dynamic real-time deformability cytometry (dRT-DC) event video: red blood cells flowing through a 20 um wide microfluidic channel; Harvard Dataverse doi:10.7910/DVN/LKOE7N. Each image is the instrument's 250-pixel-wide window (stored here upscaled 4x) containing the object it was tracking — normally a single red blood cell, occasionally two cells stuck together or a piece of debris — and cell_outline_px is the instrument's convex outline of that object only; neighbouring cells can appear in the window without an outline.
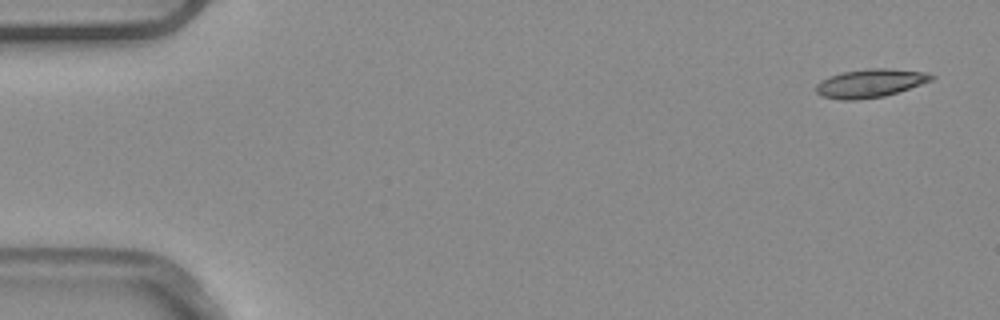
{"species": "common noctule bat (a hibernating species)", "species_latin": "Nyctalus noctula", "temperature_condition": "warm", "stored_images_in_passage": 4, "camera_frame_rate_fps": 3000, "um_per_image_px": 0.085, "animal": {"sex": "male", "body_mass_g": 20.4}, "frame": {"image": 1, "passage_image": 1, "time_ms": 0.0, "image_size_px": [1000, 320], "cell_outline_px": [[936, 76], [932, 80], [884, 96], [856, 100], [840, 100], [820, 96], [816, 92], [816, 84], [820, 80], [844, 72], [868, 68], [884, 68], [928, 72]], "centroid_in_image_um": [73.94, 7.07], "position_along_channel_um": 11.1, "area_um2": 18.96}}
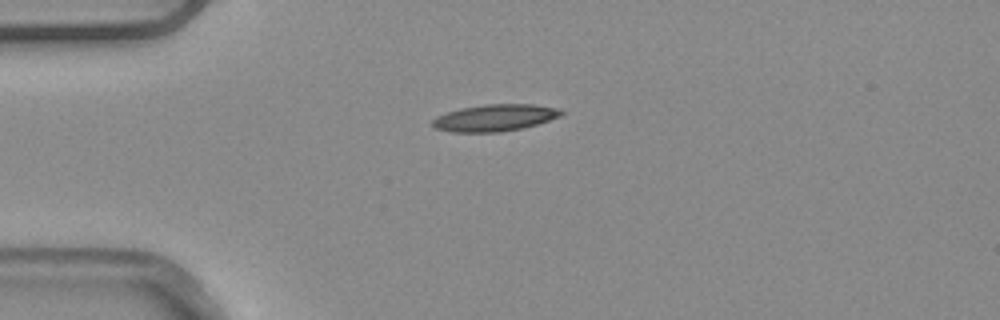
{"frame": {"image": 2, "passage_image": 4, "time_ms": 1.0, "image_size_px": [1000, 320], "cell_outline_px": [[564, 112], [560, 116], [536, 124], [520, 128], [500, 132], [452, 132], [436, 128], [432, 124], [432, 120], [436, 116], [460, 108], [488, 104], [532, 104], [560, 108]], "centroid_in_image_um": [42.05, 10.0], "position_along_channel_um": 42.9, "area_um2": 19.94}}